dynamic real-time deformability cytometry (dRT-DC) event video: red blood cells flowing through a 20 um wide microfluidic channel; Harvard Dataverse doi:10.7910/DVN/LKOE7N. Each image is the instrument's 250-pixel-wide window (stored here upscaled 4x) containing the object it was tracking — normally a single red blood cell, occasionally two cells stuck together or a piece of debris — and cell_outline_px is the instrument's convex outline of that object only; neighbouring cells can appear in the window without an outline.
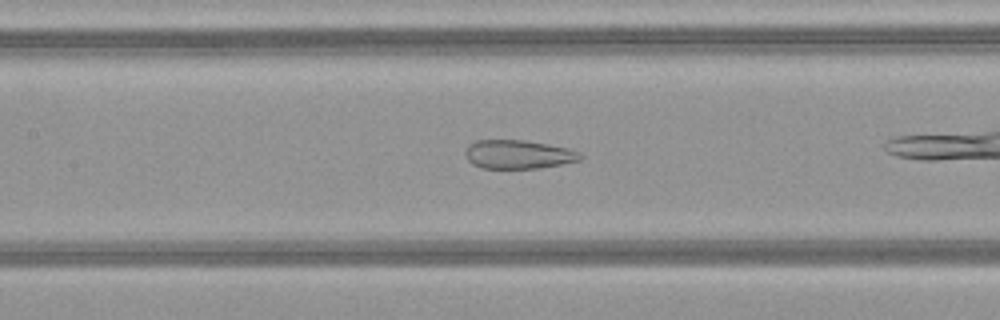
{"species": "common noctule bat (a hibernating species)", "species_latin": "Nyctalus noctula", "temperature_condition": "warm", "stored_images_in_passage": 24, "camera_frame_rate_fps": 3000, "um_per_image_px": 0.085, "animal": {"sex": "female", "body_mass_g": 21.9}, "frame": {"image": 1, "passage_image": 8, "time_ms": 2.333, "image_size_px": [1000, 320], "cell_outline_px": [[584, 156], [580, 160], [540, 168], [480, 168], [472, 164], [468, 160], [464, 152], [464, 148], [468, 144], [476, 140], [524, 140], [548, 144], [568, 148], [580, 152]], "centroid_in_image_um": [44.02, 13.12], "position_along_channel_um": 163.4, "area_um2": 19.42}}
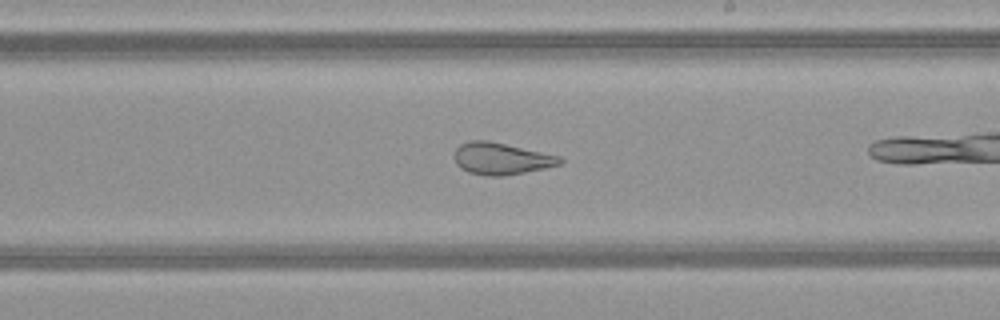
{"frame": {"image": 2, "passage_image": 14, "time_ms": 4.333, "image_size_px": [1000, 320], "cell_outline_px": [[564, 160], [560, 164], [544, 168], [504, 176], [488, 176], [468, 172], [460, 168], [456, 164], [456, 148], [460, 144], [472, 140], [488, 140], [560, 156]], "centroid_in_image_um": [42.6, 13.48], "position_along_channel_um": 246.4, "area_um2": 19.42}}
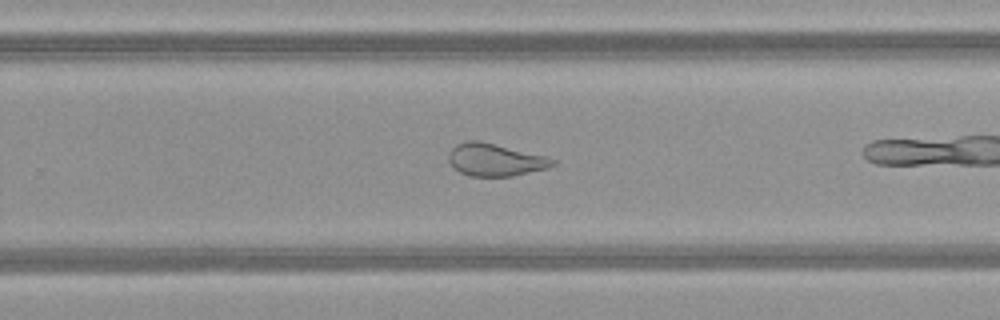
{"frame": {"image": 3, "passage_image": 17, "time_ms": 5.333, "image_size_px": [1000, 320], "cell_outline_px": [[556, 164], [548, 168], [512, 176], [472, 176], [460, 172], [452, 168], [448, 160], [448, 152], [456, 144], [468, 140], [480, 140], [548, 156], [556, 160]], "centroid_in_image_um": [42.09, 13.57], "position_along_channel_um": 287.7, "area_um2": 20.0}}